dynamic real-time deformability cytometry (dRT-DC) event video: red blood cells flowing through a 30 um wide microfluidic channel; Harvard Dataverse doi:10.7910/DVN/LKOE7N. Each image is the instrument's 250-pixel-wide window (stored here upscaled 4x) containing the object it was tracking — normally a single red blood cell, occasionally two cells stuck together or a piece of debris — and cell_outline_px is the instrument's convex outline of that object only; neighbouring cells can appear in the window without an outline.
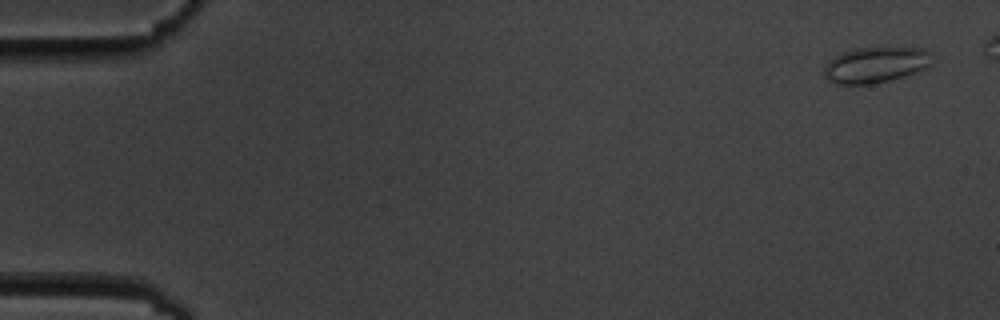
{"species": "common noctule bat (a hibernating species)", "species_latin": "Nyctalus noctula", "temperature_condition": "cold", "stored_images_in_passage": 7, "camera_frame_rate_fps": 3000, "um_per_image_px": 0.085, "animal": {"sex": "male", "body_mass_g": 19.5, "forearm_length_mm": 54.6}, "frame": {"image": 1, "passage_image": 1, "time_ms": 0.0, "image_size_px": [1000, 320], "cell_outline_px": [[932, 64], [928, 68], [904, 76], [872, 84], [836, 84], [828, 80], [824, 76], [824, 64], [828, 60], [844, 52], [856, 48], [924, 48], [928, 52]], "centroid_in_image_um": [74.4, 5.52], "position_along_channel_um": 10.6, "area_um2": 22.43}}
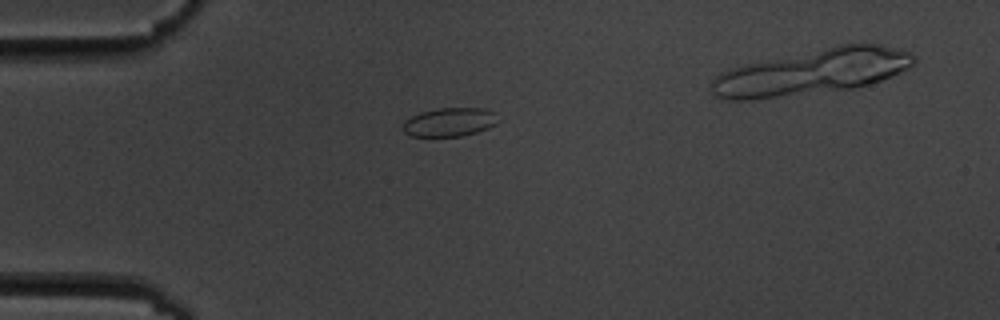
{"frame": {"image": 2, "passage_image": 5, "time_ms": 4.333, "image_size_px": [1000, 320], "cell_outline_px": [[496, 124], [488, 128], [476, 132], [460, 136], [412, 136], [404, 132], [404, 120], [420, 112], [440, 108], [484, 108], [496, 112]], "centroid_in_image_um": [38.22, 10.37], "position_along_channel_um": 46.8, "area_um2": 15.78}}